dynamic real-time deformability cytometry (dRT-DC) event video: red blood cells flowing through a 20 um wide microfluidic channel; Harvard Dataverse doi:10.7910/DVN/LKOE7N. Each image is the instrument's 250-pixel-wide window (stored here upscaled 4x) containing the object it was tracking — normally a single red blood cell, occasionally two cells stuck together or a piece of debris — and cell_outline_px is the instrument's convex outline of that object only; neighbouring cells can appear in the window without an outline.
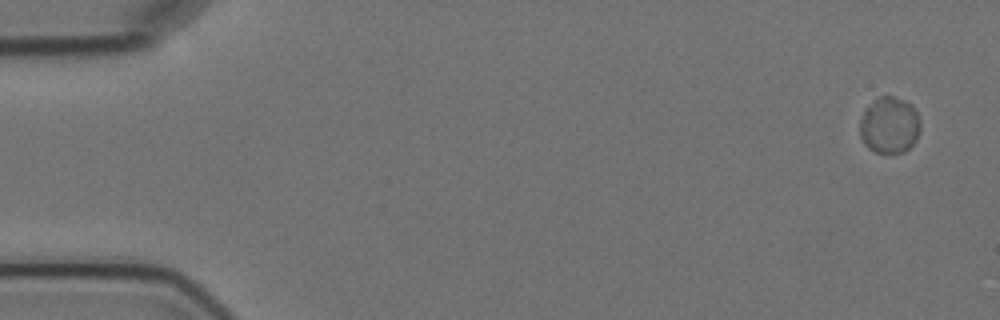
{"species": "Egyptian fruit bat (a non-hibernating species)", "species_latin": "Rousettus aegyptiacus", "temperature_condition": "cold", "stored_images_in_passage": 6, "camera_frame_rate_fps": 3000, "um_per_image_px": 0.085, "animal": {"sex": "female"}, "frame": {"image": 1, "passage_image": 1, "time_ms": 0.0, "image_size_px": [1000, 320], "cell_outline_px": [[920, 132], [916, 140], [904, 152], [876, 152], [868, 148], [864, 144], [860, 136], [860, 120], [864, 112], [880, 96], [892, 96], [904, 100], [912, 104], [916, 112], [920, 124]], "centroid_in_image_um": [75.62, 10.65], "position_along_channel_um": 9.4, "area_um2": 19.65}}
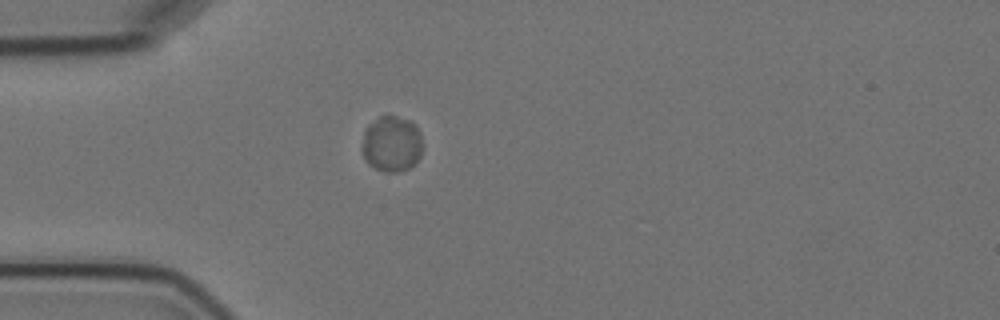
{"frame": {"image": 2, "passage_image": 5, "time_ms": 4.667, "image_size_px": [1000, 320], "cell_outline_px": [[424, 148], [420, 156], [408, 168], [396, 172], [384, 172], [368, 164], [360, 148], [364, 128], [380, 116], [396, 116], [412, 120], [416, 124], [420, 132], [424, 144]], "centroid_in_image_um": [33.3, 12.2], "position_along_channel_um": 51.7, "area_um2": 20.17}}